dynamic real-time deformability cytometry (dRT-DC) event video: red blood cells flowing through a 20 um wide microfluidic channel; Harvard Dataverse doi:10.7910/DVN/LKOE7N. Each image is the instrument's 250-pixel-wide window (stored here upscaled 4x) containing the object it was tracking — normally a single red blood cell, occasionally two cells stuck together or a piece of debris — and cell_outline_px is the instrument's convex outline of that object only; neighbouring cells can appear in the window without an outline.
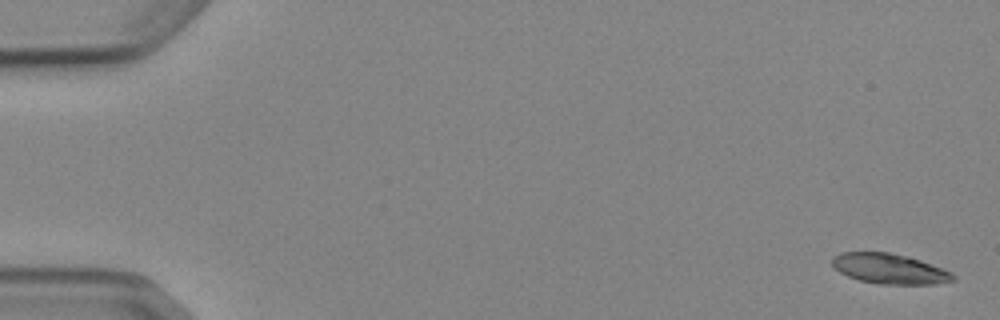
{"species": "Egyptian fruit bat (a non-hibernating species)", "species_latin": "Rousettus aegyptiacus", "temperature_condition": "cold", "stored_images_in_passage": 8, "camera_frame_rate_fps": 3000, "um_per_image_px": 0.085, "animal": {"sex": "female"}, "frame": {"image": 1, "passage_image": 1, "time_ms": 0.0, "image_size_px": [1000, 320], "cell_outline_px": [[956, 280], [936, 284], [880, 284], [860, 280], [848, 276], [840, 272], [832, 264], [832, 256], [840, 252], [888, 252], [908, 256], [920, 260], [952, 272], [956, 276]], "centroid_in_image_um": [75.62, 22.84], "position_along_channel_um": 9.4, "area_um2": 21.27}}
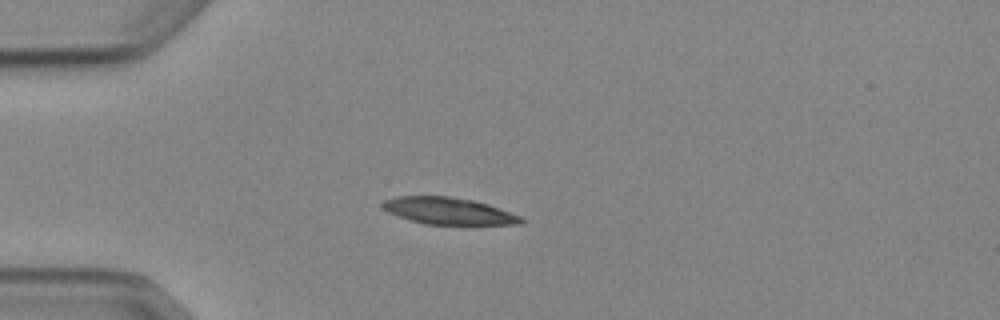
{"frame": {"image": 2, "passage_image": 4, "time_ms": 4.333, "image_size_px": [1000, 320], "cell_outline_px": [[524, 220], [520, 224], [424, 224], [388, 212], [380, 204], [384, 200], [396, 196], [448, 196], [476, 200], [488, 204], [520, 216]], "centroid_in_image_um": [38.11, 17.91], "position_along_channel_um": 46.9, "area_um2": 21.44}}
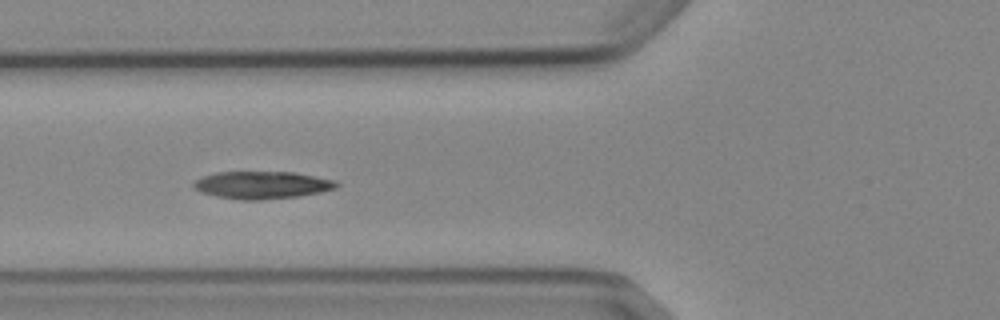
{"frame": {"image": 3, "passage_image": 6, "time_ms": 6.333, "image_size_px": [1000, 320], "cell_outline_px": [[340, 184], [336, 188], [320, 192], [296, 196], [260, 200], [240, 200], [216, 196], [200, 192], [192, 188], [192, 184], [200, 176], [216, 172], [292, 172], [336, 180]], "centroid_in_image_um": [22.22, 15.72], "position_along_channel_um": 103.6, "area_um2": 22.95}}